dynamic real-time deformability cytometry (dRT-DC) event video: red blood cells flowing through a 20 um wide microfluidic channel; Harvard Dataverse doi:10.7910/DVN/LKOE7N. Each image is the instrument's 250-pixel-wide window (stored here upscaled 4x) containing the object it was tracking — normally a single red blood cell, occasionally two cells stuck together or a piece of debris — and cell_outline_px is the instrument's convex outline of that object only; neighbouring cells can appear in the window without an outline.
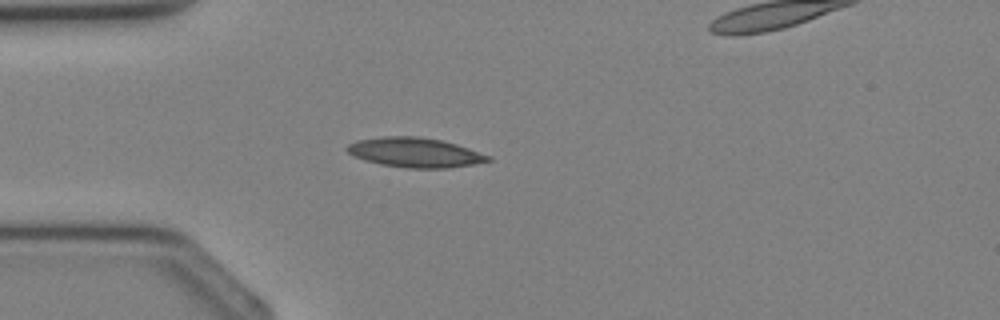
{"species": "Egyptian fruit bat (a non-hibernating species)", "species_latin": "Rousettus aegyptiacus", "temperature_condition": "cold", "stored_images_in_passage": 37, "camera_frame_rate_fps": 3000, "um_per_image_px": 0.085, "animal": {"sex": "female"}, "frame": {"image": 1, "passage_image": 10, "time_ms": 3.0, "image_size_px": [1000, 320], "cell_outline_px": [[492, 160], [472, 164], [448, 168], [408, 168], [380, 164], [364, 160], [348, 152], [344, 148], [348, 144], [356, 140], [384, 136], [420, 136], [440, 140], [456, 144], [492, 156]], "centroid_in_image_um": [35.26, 12.95], "position_along_channel_um": 49.7, "area_um2": 24.33}}
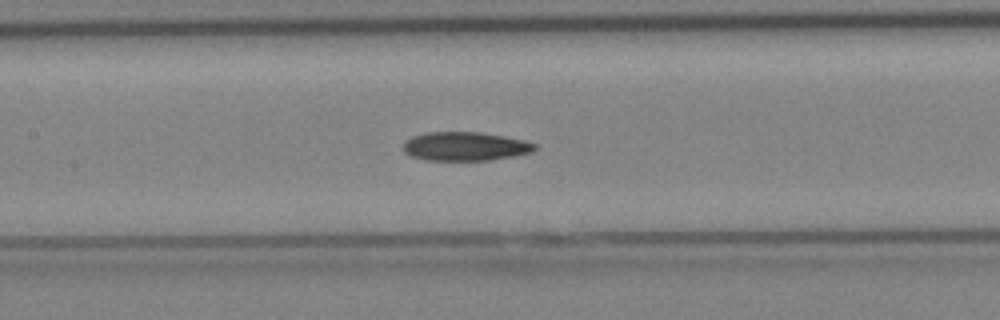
{"frame": {"image": 2, "passage_image": 17, "time_ms": 5.333, "image_size_px": [1000, 320], "cell_outline_px": [[536, 148], [532, 152], [512, 156], [488, 160], [424, 160], [412, 156], [404, 152], [404, 140], [412, 136], [424, 132], [480, 132], [504, 136], [524, 140], [536, 144]], "centroid_in_image_um": [39.51, 12.43], "position_along_channel_um": 167.9, "area_um2": 22.08}}
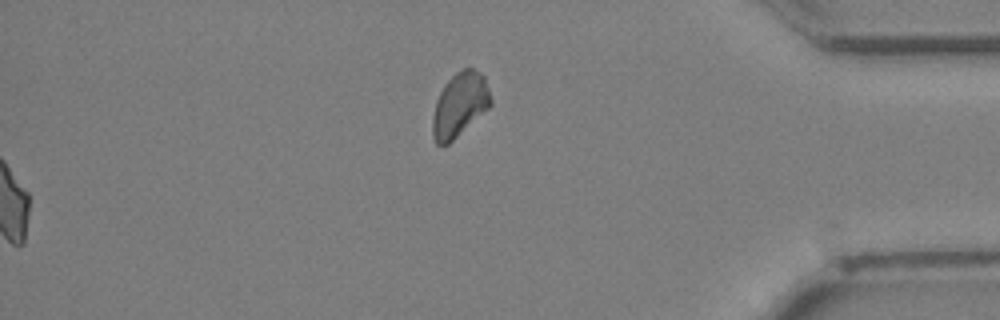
{"frame": {"image": 3, "passage_image": 37, "time_ms": 12.0, "image_size_px": [1000, 320], "cell_outline_px": [[492, 104], [488, 108], [448, 144], [436, 144], [432, 136], [432, 116], [436, 100], [444, 84], [456, 72], [464, 68], [472, 68], [480, 72], [484, 76], [492, 100]], "centroid_in_image_um": [39.06, 8.89], "position_along_channel_um": 396.1, "area_um2": 21.56}}